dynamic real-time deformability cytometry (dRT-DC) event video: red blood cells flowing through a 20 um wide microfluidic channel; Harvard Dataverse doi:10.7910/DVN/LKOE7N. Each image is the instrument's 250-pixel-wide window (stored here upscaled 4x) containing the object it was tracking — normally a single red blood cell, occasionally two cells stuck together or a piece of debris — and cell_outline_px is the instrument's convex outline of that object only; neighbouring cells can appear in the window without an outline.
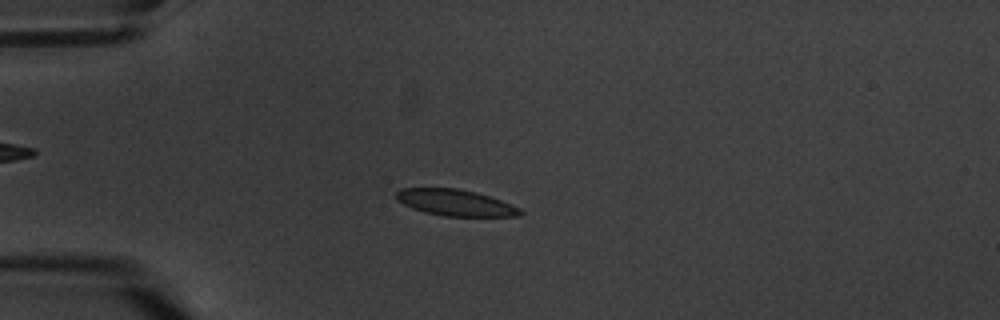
{"species": "common noctule bat (a hibernating species)", "species_latin": "Nyctalus noctula", "temperature_condition": "warm", "stored_images_in_passage": 9, "camera_frame_rate_fps": 3000, "um_per_image_px": 0.085, "animal": {"sex": "male", "body_mass_g": 20.1, "forearm_length_mm": 53.5}, "frame": {"image": 1, "passage_image": 3, "time_ms": 3.0, "image_size_px": [1000, 320], "cell_outline_px": [[524, 212], [520, 216], [444, 216], [424, 212], [412, 208], [396, 200], [396, 192], [400, 188], [456, 188], [476, 192], [500, 200], [520, 208]], "centroid_in_image_um": [38.69, 17.23], "position_along_channel_um": 46.3, "area_um2": 18.96}}